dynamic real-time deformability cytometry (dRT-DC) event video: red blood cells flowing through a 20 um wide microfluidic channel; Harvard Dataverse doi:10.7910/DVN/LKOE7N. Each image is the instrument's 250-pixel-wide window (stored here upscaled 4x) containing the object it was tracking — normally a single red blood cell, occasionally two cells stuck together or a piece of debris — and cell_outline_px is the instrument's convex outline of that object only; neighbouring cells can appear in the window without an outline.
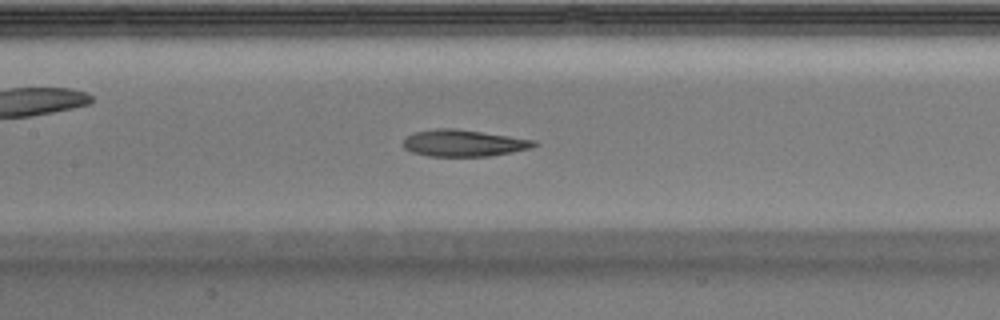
{"species": "Egyptian fruit bat (a non-hibernating species)", "species_latin": "Rousettus aegyptiacus", "temperature_condition": "warm", "stored_images_in_passage": 41, "camera_frame_rate_fps": 3000, "um_per_image_px": 0.085, "animal": {"sex": "male"}, "frame": {"image": 1, "passage_image": 18, "time_ms": 5.667, "image_size_px": [1000, 320], "cell_outline_px": [[540, 144], [532, 148], [512, 152], [488, 156], [428, 156], [412, 152], [404, 148], [404, 140], [412, 132], [436, 128], [456, 128], [536, 140]], "centroid_in_image_um": [39.43, 12.16], "position_along_channel_um": 168.0, "area_um2": 20.46}}
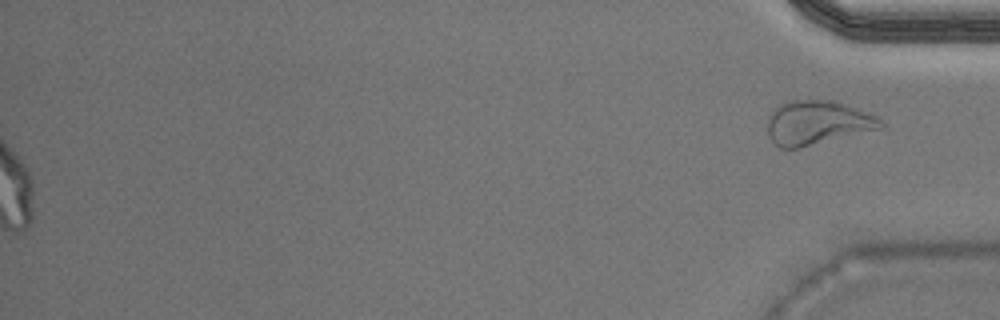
{"frame": {"image": 2, "passage_image": 41, "time_ms": 13.333, "image_size_px": [1000, 320], "cell_outline_px": [[884, 124], [880, 128], [800, 148], [780, 148], [768, 136], [768, 116], [780, 104], [788, 100], [828, 100], [848, 104], [880, 116]], "centroid_in_image_um": [69.49, 10.41], "position_along_channel_um": 365.7, "area_um2": 29.13}}